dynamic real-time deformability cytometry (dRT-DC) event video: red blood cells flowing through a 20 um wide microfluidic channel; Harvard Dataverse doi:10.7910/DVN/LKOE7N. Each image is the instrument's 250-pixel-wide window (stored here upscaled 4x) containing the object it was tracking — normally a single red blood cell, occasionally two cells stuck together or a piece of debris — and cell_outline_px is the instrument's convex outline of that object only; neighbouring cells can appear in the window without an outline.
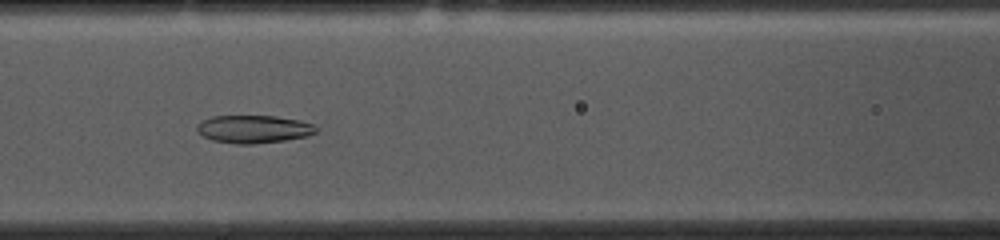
{"species": "common noctule bat (a hibernating species)", "species_latin": "Nyctalus noctula", "temperature_condition": "cold", "stored_images_in_passage": 54, "segment_of_instrument_passage": [1, 2], "camera_frame_rate_fps": 3000, "um_per_image_px": 0.085, "animal": {"sex": "female", "body_mass_g": 10.0, "forearm_length_mm": 53.1}, "frame": {"image": 1, "passage_image": 21, "time_ms": 6.667, "image_size_px": [1000, 240], "cell_outline_px": [[320, 128], [316, 132], [308, 136], [284, 140], [252, 144], [236, 144], [212, 140], [196, 132], [196, 128], [200, 120], [212, 116], [276, 116], [300, 120], [312, 124]], "centroid_in_image_um": [21.55, 10.97], "position_along_channel_um": 145.0, "area_um2": 19.48}}
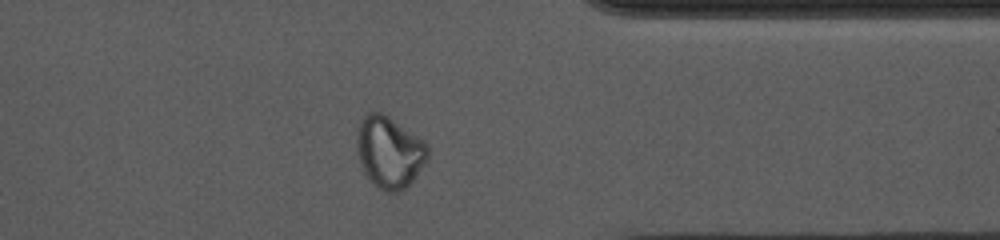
{"frame": {"image": 2, "passage_image": 41, "time_ms": 13.333, "image_size_px": [1000, 240], "cell_outline_px": [[428, 160], [412, 180], [400, 192], [388, 192], [380, 188], [364, 172], [360, 164], [356, 148], [356, 128], [360, 120], [368, 112], [380, 112], [388, 116], [424, 140], [428, 148]], "centroid_in_image_um": [33.08, 12.89], "position_along_channel_um": 378.3, "area_um2": 29.54}}
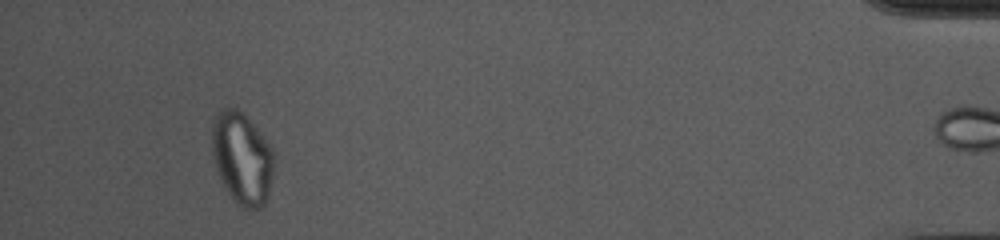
{"frame": {"image": 3, "passage_image": 49, "time_ms": 16.0, "image_size_px": [1000, 240], "cell_outline_px": [[276, 164], [268, 200], [260, 208], [252, 212], [236, 204], [220, 180], [216, 168], [212, 148], [212, 120], [216, 112], [220, 108], [236, 108], [244, 112], [272, 148], [276, 156]], "centroid_in_image_um": [20.61, 13.47], "position_along_channel_um": 414.6, "area_um2": 34.22}}